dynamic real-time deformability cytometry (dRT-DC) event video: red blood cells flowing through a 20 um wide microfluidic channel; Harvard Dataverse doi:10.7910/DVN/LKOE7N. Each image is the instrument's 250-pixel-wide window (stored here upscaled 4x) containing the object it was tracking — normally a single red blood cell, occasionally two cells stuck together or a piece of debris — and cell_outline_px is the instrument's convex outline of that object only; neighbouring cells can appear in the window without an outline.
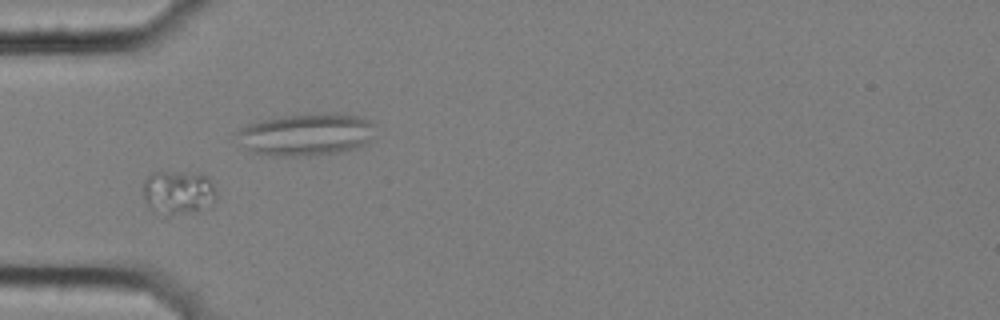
{"species": "common noctule bat (a hibernating species)", "species_latin": "Nyctalus noctula", "temperature_condition": "cold", "stored_images_in_passage": 3, "camera_frame_rate_fps": 3000, "um_per_image_px": 0.085, "animal": {"sex": "female", "body_mass_g": 25.1}, "frame": {"image": 1, "passage_image": 1, "time_ms": 0.0, "image_size_px": [1000, 320], "cell_outline_px": [[216, 200], [212, 204], [200, 212], [152, 212], [148, 208], [144, 200], [144, 180], [152, 172], [196, 172], [208, 176], [216, 188]], "centroid_in_image_um": [15.19, 16.32], "position_along_channel_um": 69.8, "area_um2": 18.9}}
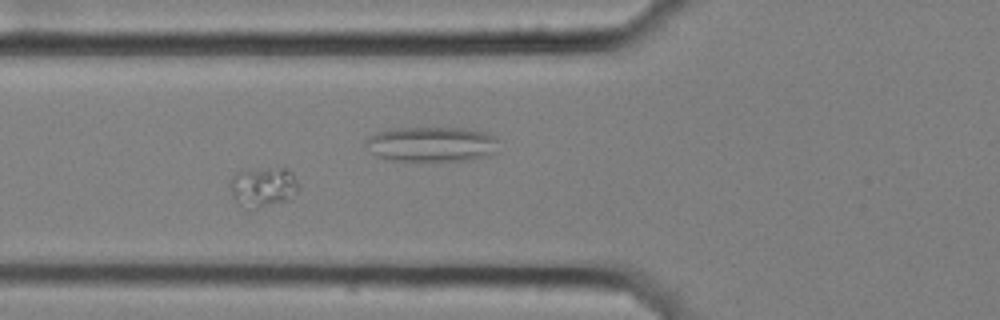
{"frame": {"image": 2, "passage_image": 2, "time_ms": 0.333, "image_size_px": [1000, 320], "cell_outline_px": [[300, 188], [288, 200], [256, 208], [244, 208], [232, 196], [232, 176], [240, 168], [288, 168], [292, 172], [300, 184]], "centroid_in_image_um": [22.39, 15.84], "position_along_channel_um": 103.4, "area_um2": 16.13}}